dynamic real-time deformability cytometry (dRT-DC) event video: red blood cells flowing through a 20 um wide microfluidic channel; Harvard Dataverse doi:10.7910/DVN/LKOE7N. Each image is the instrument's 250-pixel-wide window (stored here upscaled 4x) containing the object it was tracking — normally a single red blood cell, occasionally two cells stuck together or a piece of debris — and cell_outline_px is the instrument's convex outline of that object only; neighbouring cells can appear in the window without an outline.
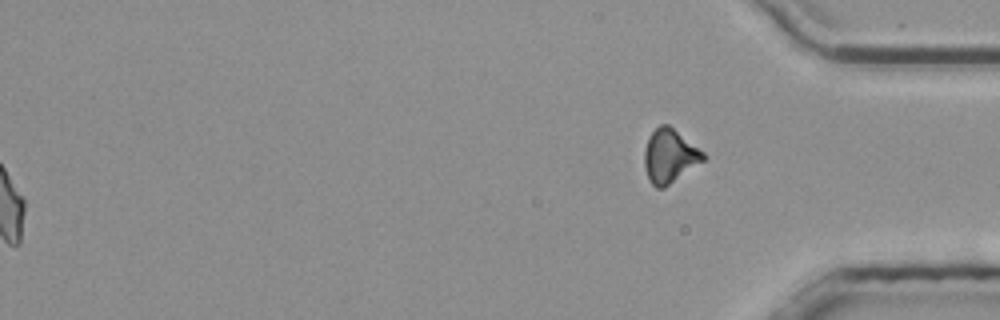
{"species": "common noctule bat (a hibernating species)", "species_latin": "Nyctalus noctula", "temperature_condition": "room temperature", "stored_images_in_passage": 56, "segment_of_instrument_passage": [2, 2], "camera_frame_rate_fps": 3000, "um_per_image_px": 0.085, "animal": {"sex": "male", "body_mass_g": 20.4}, "frame": {"image": 1, "passage_image": 56, "time_ms": 18.333, "image_size_px": [1000, 320], "cell_outline_px": [[708, 156], [704, 160], [664, 188], [656, 188], [648, 180], [644, 164], [644, 148], [648, 136], [660, 124], [668, 124], [704, 152]], "centroid_in_image_um": [56.9, 13.26], "position_along_channel_um": 378.3, "area_um2": 18.44}}